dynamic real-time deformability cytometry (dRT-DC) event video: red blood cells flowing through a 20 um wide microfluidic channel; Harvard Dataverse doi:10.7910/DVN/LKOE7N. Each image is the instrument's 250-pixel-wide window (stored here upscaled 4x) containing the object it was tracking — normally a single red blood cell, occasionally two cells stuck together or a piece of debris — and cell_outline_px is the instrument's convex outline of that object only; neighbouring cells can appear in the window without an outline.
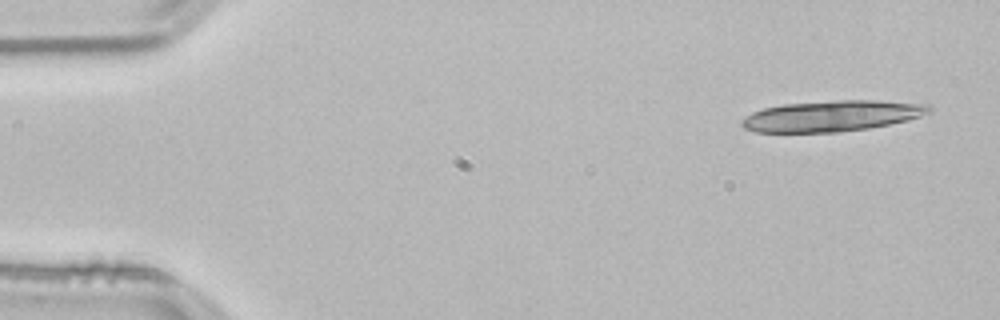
{"species": "common noctule bat (a hibernating species)", "species_latin": "Nyctalus noctula", "temperature_condition": "room temperature", "stored_images_in_passage": 20, "camera_frame_rate_fps": 3000, "um_per_image_px": 0.085, "animal": {"sex": "male", "body_mass_g": 21.5, "forearm_length_mm": 52.0}, "frame": {"image": 1, "passage_image": 3, "time_ms": 0.667, "image_size_px": [1000, 320], "cell_outline_px": [[932, 112], [908, 120], [868, 128], [840, 132], [756, 132], [744, 128], [740, 124], [740, 120], [744, 116], [752, 112], [764, 108], [784, 104], [840, 100], [876, 100], [928, 104], [932, 108]], "centroid_in_image_um": [70.7, 9.85], "position_along_channel_um": 14.3, "area_um2": 33.76}}